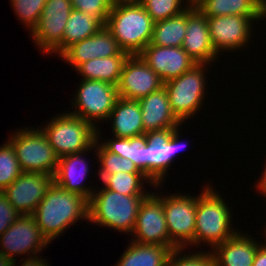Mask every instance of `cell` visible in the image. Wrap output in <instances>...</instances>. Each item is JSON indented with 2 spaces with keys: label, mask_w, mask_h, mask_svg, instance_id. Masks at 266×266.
Masks as SVG:
<instances>
[{
  "label": "cell",
  "mask_w": 266,
  "mask_h": 266,
  "mask_svg": "<svg viewBox=\"0 0 266 266\" xmlns=\"http://www.w3.org/2000/svg\"><path fill=\"white\" fill-rule=\"evenodd\" d=\"M32 216L51 243L76 221L88 220V200L53 182Z\"/></svg>",
  "instance_id": "obj_1"
},
{
  "label": "cell",
  "mask_w": 266,
  "mask_h": 266,
  "mask_svg": "<svg viewBox=\"0 0 266 266\" xmlns=\"http://www.w3.org/2000/svg\"><path fill=\"white\" fill-rule=\"evenodd\" d=\"M154 21L139 1L114 2L106 29L129 55H138L152 39Z\"/></svg>",
  "instance_id": "obj_2"
},
{
  "label": "cell",
  "mask_w": 266,
  "mask_h": 266,
  "mask_svg": "<svg viewBox=\"0 0 266 266\" xmlns=\"http://www.w3.org/2000/svg\"><path fill=\"white\" fill-rule=\"evenodd\" d=\"M146 196L124 195L104 187L100 191L95 190L88 201V220L95 225L131 235L140 205Z\"/></svg>",
  "instance_id": "obj_3"
},
{
  "label": "cell",
  "mask_w": 266,
  "mask_h": 266,
  "mask_svg": "<svg viewBox=\"0 0 266 266\" xmlns=\"http://www.w3.org/2000/svg\"><path fill=\"white\" fill-rule=\"evenodd\" d=\"M215 188L208 186L197 195L194 245L206 242L214 248L237 232L231 227V213L227 203Z\"/></svg>",
  "instance_id": "obj_4"
},
{
  "label": "cell",
  "mask_w": 266,
  "mask_h": 266,
  "mask_svg": "<svg viewBox=\"0 0 266 266\" xmlns=\"http://www.w3.org/2000/svg\"><path fill=\"white\" fill-rule=\"evenodd\" d=\"M58 157L88 150L97 141V128L70 113L58 114L41 127Z\"/></svg>",
  "instance_id": "obj_5"
},
{
  "label": "cell",
  "mask_w": 266,
  "mask_h": 266,
  "mask_svg": "<svg viewBox=\"0 0 266 266\" xmlns=\"http://www.w3.org/2000/svg\"><path fill=\"white\" fill-rule=\"evenodd\" d=\"M17 131L11 135L9 141L14 148L21 170L54 176L59 157L50 146L42 129L24 128Z\"/></svg>",
  "instance_id": "obj_6"
},
{
  "label": "cell",
  "mask_w": 266,
  "mask_h": 266,
  "mask_svg": "<svg viewBox=\"0 0 266 266\" xmlns=\"http://www.w3.org/2000/svg\"><path fill=\"white\" fill-rule=\"evenodd\" d=\"M207 64H196L177 78L164 83L172 112L183 123L202 108ZM206 69V70H205Z\"/></svg>",
  "instance_id": "obj_7"
},
{
  "label": "cell",
  "mask_w": 266,
  "mask_h": 266,
  "mask_svg": "<svg viewBox=\"0 0 266 266\" xmlns=\"http://www.w3.org/2000/svg\"><path fill=\"white\" fill-rule=\"evenodd\" d=\"M76 90L70 114L88 121L98 129L96 120L108 121L110 113L119 98L117 86L99 80H83ZM94 121V122H93Z\"/></svg>",
  "instance_id": "obj_8"
},
{
  "label": "cell",
  "mask_w": 266,
  "mask_h": 266,
  "mask_svg": "<svg viewBox=\"0 0 266 266\" xmlns=\"http://www.w3.org/2000/svg\"><path fill=\"white\" fill-rule=\"evenodd\" d=\"M179 135L177 130L160 136H149L140 147L139 170L155 185L163 183L175 154L185 145L180 142Z\"/></svg>",
  "instance_id": "obj_9"
},
{
  "label": "cell",
  "mask_w": 266,
  "mask_h": 266,
  "mask_svg": "<svg viewBox=\"0 0 266 266\" xmlns=\"http://www.w3.org/2000/svg\"><path fill=\"white\" fill-rule=\"evenodd\" d=\"M134 234V235H133ZM133 242L179 247L170 239L163 210V195L149 193L142 201L132 232Z\"/></svg>",
  "instance_id": "obj_10"
},
{
  "label": "cell",
  "mask_w": 266,
  "mask_h": 266,
  "mask_svg": "<svg viewBox=\"0 0 266 266\" xmlns=\"http://www.w3.org/2000/svg\"><path fill=\"white\" fill-rule=\"evenodd\" d=\"M197 196L163 195V210L170 239L179 247L194 244Z\"/></svg>",
  "instance_id": "obj_11"
},
{
  "label": "cell",
  "mask_w": 266,
  "mask_h": 266,
  "mask_svg": "<svg viewBox=\"0 0 266 266\" xmlns=\"http://www.w3.org/2000/svg\"><path fill=\"white\" fill-rule=\"evenodd\" d=\"M50 242L42 234L32 215L19 217L0 236V252L8 258L27 254L28 257L37 255Z\"/></svg>",
  "instance_id": "obj_12"
},
{
  "label": "cell",
  "mask_w": 266,
  "mask_h": 266,
  "mask_svg": "<svg viewBox=\"0 0 266 266\" xmlns=\"http://www.w3.org/2000/svg\"><path fill=\"white\" fill-rule=\"evenodd\" d=\"M73 7L71 0H47L32 39L45 54L52 52L62 41L66 22Z\"/></svg>",
  "instance_id": "obj_13"
},
{
  "label": "cell",
  "mask_w": 266,
  "mask_h": 266,
  "mask_svg": "<svg viewBox=\"0 0 266 266\" xmlns=\"http://www.w3.org/2000/svg\"><path fill=\"white\" fill-rule=\"evenodd\" d=\"M53 182L51 174L23 172L2 193L20 215H32Z\"/></svg>",
  "instance_id": "obj_14"
},
{
  "label": "cell",
  "mask_w": 266,
  "mask_h": 266,
  "mask_svg": "<svg viewBox=\"0 0 266 266\" xmlns=\"http://www.w3.org/2000/svg\"><path fill=\"white\" fill-rule=\"evenodd\" d=\"M255 20L251 16L226 15L207 17L210 38L219 55L221 51L242 49L250 41Z\"/></svg>",
  "instance_id": "obj_15"
},
{
  "label": "cell",
  "mask_w": 266,
  "mask_h": 266,
  "mask_svg": "<svg viewBox=\"0 0 266 266\" xmlns=\"http://www.w3.org/2000/svg\"><path fill=\"white\" fill-rule=\"evenodd\" d=\"M163 85L161 78L139 55H129L123 65L117 91L121 98L139 100Z\"/></svg>",
  "instance_id": "obj_16"
},
{
  "label": "cell",
  "mask_w": 266,
  "mask_h": 266,
  "mask_svg": "<svg viewBox=\"0 0 266 266\" xmlns=\"http://www.w3.org/2000/svg\"><path fill=\"white\" fill-rule=\"evenodd\" d=\"M138 101L144 131L148 136H160L179 130L182 122L172 112L164 86Z\"/></svg>",
  "instance_id": "obj_17"
},
{
  "label": "cell",
  "mask_w": 266,
  "mask_h": 266,
  "mask_svg": "<svg viewBox=\"0 0 266 266\" xmlns=\"http://www.w3.org/2000/svg\"><path fill=\"white\" fill-rule=\"evenodd\" d=\"M138 55L163 83L179 77L196 65L182 47L148 45Z\"/></svg>",
  "instance_id": "obj_18"
},
{
  "label": "cell",
  "mask_w": 266,
  "mask_h": 266,
  "mask_svg": "<svg viewBox=\"0 0 266 266\" xmlns=\"http://www.w3.org/2000/svg\"><path fill=\"white\" fill-rule=\"evenodd\" d=\"M186 36L182 48L189 54L196 64H211L217 59V53L210 38L207 17L195 6L190 4L187 8Z\"/></svg>",
  "instance_id": "obj_19"
},
{
  "label": "cell",
  "mask_w": 266,
  "mask_h": 266,
  "mask_svg": "<svg viewBox=\"0 0 266 266\" xmlns=\"http://www.w3.org/2000/svg\"><path fill=\"white\" fill-rule=\"evenodd\" d=\"M129 55L104 26L99 32L68 47L60 56L76 69L82 63L95 58Z\"/></svg>",
  "instance_id": "obj_20"
},
{
  "label": "cell",
  "mask_w": 266,
  "mask_h": 266,
  "mask_svg": "<svg viewBox=\"0 0 266 266\" xmlns=\"http://www.w3.org/2000/svg\"><path fill=\"white\" fill-rule=\"evenodd\" d=\"M95 143L88 149L78 153L67 154L58 158V166L54 174V182L66 191L78 194L88 201L95 189L83 184L85 177L89 173V167L86 164L84 155L87 151H92ZM81 164V165H80ZM87 174V175H86ZM92 188V189H91Z\"/></svg>",
  "instance_id": "obj_21"
},
{
  "label": "cell",
  "mask_w": 266,
  "mask_h": 266,
  "mask_svg": "<svg viewBox=\"0 0 266 266\" xmlns=\"http://www.w3.org/2000/svg\"><path fill=\"white\" fill-rule=\"evenodd\" d=\"M254 239L247 233L237 232L230 239L216 245L211 252L215 266H252L257 248L261 245Z\"/></svg>",
  "instance_id": "obj_22"
},
{
  "label": "cell",
  "mask_w": 266,
  "mask_h": 266,
  "mask_svg": "<svg viewBox=\"0 0 266 266\" xmlns=\"http://www.w3.org/2000/svg\"><path fill=\"white\" fill-rule=\"evenodd\" d=\"M108 120H111L113 137L131 139L147 135L144 131L138 100L119 97Z\"/></svg>",
  "instance_id": "obj_23"
},
{
  "label": "cell",
  "mask_w": 266,
  "mask_h": 266,
  "mask_svg": "<svg viewBox=\"0 0 266 266\" xmlns=\"http://www.w3.org/2000/svg\"><path fill=\"white\" fill-rule=\"evenodd\" d=\"M194 4L206 17L241 15L256 21L265 18V0H198Z\"/></svg>",
  "instance_id": "obj_24"
},
{
  "label": "cell",
  "mask_w": 266,
  "mask_h": 266,
  "mask_svg": "<svg viewBox=\"0 0 266 266\" xmlns=\"http://www.w3.org/2000/svg\"><path fill=\"white\" fill-rule=\"evenodd\" d=\"M130 243L115 266H167L175 250L171 246Z\"/></svg>",
  "instance_id": "obj_25"
},
{
  "label": "cell",
  "mask_w": 266,
  "mask_h": 266,
  "mask_svg": "<svg viewBox=\"0 0 266 266\" xmlns=\"http://www.w3.org/2000/svg\"><path fill=\"white\" fill-rule=\"evenodd\" d=\"M104 26L99 19L73 8L66 22L63 41L51 53H58L60 57L68 47L91 37Z\"/></svg>",
  "instance_id": "obj_26"
},
{
  "label": "cell",
  "mask_w": 266,
  "mask_h": 266,
  "mask_svg": "<svg viewBox=\"0 0 266 266\" xmlns=\"http://www.w3.org/2000/svg\"><path fill=\"white\" fill-rule=\"evenodd\" d=\"M128 56L98 57L82 63L75 70L83 76V80H99L117 86Z\"/></svg>",
  "instance_id": "obj_27"
},
{
  "label": "cell",
  "mask_w": 266,
  "mask_h": 266,
  "mask_svg": "<svg viewBox=\"0 0 266 266\" xmlns=\"http://www.w3.org/2000/svg\"><path fill=\"white\" fill-rule=\"evenodd\" d=\"M187 9L171 18L154 23L149 45L181 47L186 36Z\"/></svg>",
  "instance_id": "obj_28"
},
{
  "label": "cell",
  "mask_w": 266,
  "mask_h": 266,
  "mask_svg": "<svg viewBox=\"0 0 266 266\" xmlns=\"http://www.w3.org/2000/svg\"><path fill=\"white\" fill-rule=\"evenodd\" d=\"M144 181L149 184L151 183L156 189H158V186H162V184L155 185L145 173L117 172L113 175H107L102 182L105 185V189L116 191L120 194L148 195V191L146 193L142 189Z\"/></svg>",
  "instance_id": "obj_29"
},
{
  "label": "cell",
  "mask_w": 266,
  "mask_h": 266,
  "mask_svg": "<svg viewBox=\"0 0 266 266\" xmlns=\"http://www.w3.org/2000/svg\"><path fill=\"white\" fill-rule=\"evenodd\" d=\"M99 130L97 129V141L95 142V154L100 162V168L98 173L101 180H103L107 175H113L117 172H128V173H143L140 171L134 163L128 160L120 159L117 155L107 151L101 144L100 139L101 134L99 135ZM99 141V142H98Z\"/></svg>",
  "instance_id": "obj_30"
},
{
  "label": "cell",
  "mask_w": 266,
  "mask_h": 266,
  "mask_svg": "<svg viewBox=\"0 0 266 266\" xmlns=\"http://www.w3.org/2000/svg\"><path fill=\"white\" fill-rule=\"evenodd\" d=\"M148 135L126 139L113 137L100 144L110 153L117 155L120 159L131 161L139 169L140 147L144 144Z\"/></svg>",
  "instance_id": "obj_31"
},
{
  "label": "cell",
  "mask_w": 266,
  "mask_h": 266,
  "mask_svg": "<svg viewBox=\"0 0 266 266\" xmlns=\"http://www.w3.org/2000/svg\"><path fill=\"white\" fill-rule=\"evenodd\" d=\"M23 171L10 141L0 147V192L11 185Z\"/></svg>",
  "instance_id": "obj_32"
},
{
  "label": "cell",
  "mask_w": 266,
  "mask_h": 266,
  "mask_svg": "<svg viewBox=\"0 0 266 266\" xmlns=\"http://www.w3.org/2000/svg\"><path fill=\"white\" fill-rule=\"evenodd\" d=\"M183 1H187L185 5ZM139 0L154 22L165 20L185 11L191 4L188 0ZM183 2V3H182ZM184 5V7H183Z\"/></svg>",
  "instance_id": "obj_33"
},
{
  "label": "cell",
  "mask_w": 266,
  "mask_h": 266,
  "mask_svg": "<svg viewBox=\"0 0 266 266\" xmlns=\"http://www.w3.org/2000/svg\"><path fill=\"white\" fill-rule=\"evenodd\" d=\"M18 19L33 30L37 25L47 0H10Z\"/></svg>",
  "instance_id": "obj_34"
},
{
  "label": "cell",
  "mask_w": 266,
  "mask_h": 266,
  "mask_svg": "<svg viewBox=\"0 0 266 266\" xmlns=\"http://www.w3.org/2000/svg\"><path fill=\"white\" fill-rule=\"evenodd\" d=\"M183 250L184 248L175 249L169 257L167 266H215L211 251H207V253L205 251L191 252L192 255L181 256Z\"/></svg>",
  "instance_id": "obj_35"
},
{
  "label": "cell",
  "mask_w": 266,
  "mask_h": 266,
  "mask_svg": "<svg viewBox=\"0 0 266 266\" xmlns=\"http://www.w3.org/2000/svg\"><path fill=\"white\" fill-rule=\"evenodd\" d=\"M71 4L74 9L99 19L105 25L114 0H71Z\"/></svg>",
  "instance_id": "obj_36"
},
{
  "label": "cell",
  "mask_w": 266,
  "mask_h": 266,
  "mask_svg": "<svg viewBox=\"0 0 266 266\" xmlns=\"http://www.w3.org/2000/svg\"><path fill=\"white\" fill-rule=\"evenodd\" d=\"M19 213L13 208L7 197L0 192V236L19 217Z\"/></svg>",
  "instance_id": "obj_37"
},
{
  "label": "cell",
  "mask_w": 266,
  "mask_h": 266,
  "mask_svg": "<svg viewBox=\"0 0 266 266\" xmlns=\"http://www.w3.org/2000/svg\"><path fill=\"white\" fill-rule=\"evenodd\" d=\"M252 266H266V244H262L257 248Z\"/></svg>",
  "instance_id": "obj_38"
},
{
  "label": "cell",
  "mask_w": 266,
  "mask_h": 266,
  "mask_svg": "<svg viewBox=\"0 0 266 266\" xmlns=\"http://www.w3.org/2000/svg\"><path fill=\"white\" fill-rule=\"evenodd\" d=\"M34 257V258H33ZM27 259V260H26ZM24 261H21V266H49L46 259H41V257H38L36 255L31 256L29 258H26ZM46 260V261H45ZM16 260H14V266H15Z\"/></svg>",
  "instance_id": "obj_39"
},
{
  "label": "cell",
  "mask_w": 266,
  "mask_h": 266,
  "mask_svg": "<svg viewBox=\"0 0 266 266\" xmlns=\"http://www.w3.org/2000/svg\"><path fill=\"white\" fill-rule=\"evenodd\" d=\"M255 186H257L258 187L257 190H259V192L261 191L260 193L266 197V165L264 166L263 174L260 180L257 182Z\"/></svg>",
  "instance_id": "obj_40"
},
{
  "label": "cell",
  "mask_w": 266,
  "mask_h": 266,
  "mask_svg": "<svg viewBox=\"0 0 266 266\" xmlns=\"http://www.w3.org/2000/svg\"><path fill=\"white\" fill-rule=\"evenodd\" d=\"M0 266H14V260L6 257L0 252Z\"/></svg>",
  "instance_id": "obj_41"
},
{
  "label": "cell",
  "mask_w": 266,
  "mask_h": 266,
  "mask_svg": "<svg viewBox=\"0 0 266 266\" xmlns=\"http://www.w3.org/2000/svg\"><path fill=\"white\" fill-rule=\"evenodd\" d=\"M119 1H139V0H114V2H119Z\"/></svg>",
  "instance_id": "obj_42"
},
{
  "label": "cell",
  "mask_w": 266,
  "mask_h": 266,
  "mask_svg": "<svg viewBox=\"0 0 266 266\" xmlns=\"http://www.w3.org/2000/svg\"><path fill=\"white\" fill-rule=\"evenodd\" d=\"M191 4H194L195 2H197L198 0H188Z\"/></svg>",
  "instance_id": "obj_43"
},
{
  "label": "cell",
  "mask_w": 266,
  "mask_h": 266,
  "mask_svg": "<svg viewBox=\"0 0 266 266\" xmlns=\"http://www.w3.org/2000/svg\"><path fill=\"white\" fill-rule=\"evenodd\" d=\"M265 18H266V0H265Z\"/></svg>",
  "instance_id": "obj_44"
}]
</instances>
